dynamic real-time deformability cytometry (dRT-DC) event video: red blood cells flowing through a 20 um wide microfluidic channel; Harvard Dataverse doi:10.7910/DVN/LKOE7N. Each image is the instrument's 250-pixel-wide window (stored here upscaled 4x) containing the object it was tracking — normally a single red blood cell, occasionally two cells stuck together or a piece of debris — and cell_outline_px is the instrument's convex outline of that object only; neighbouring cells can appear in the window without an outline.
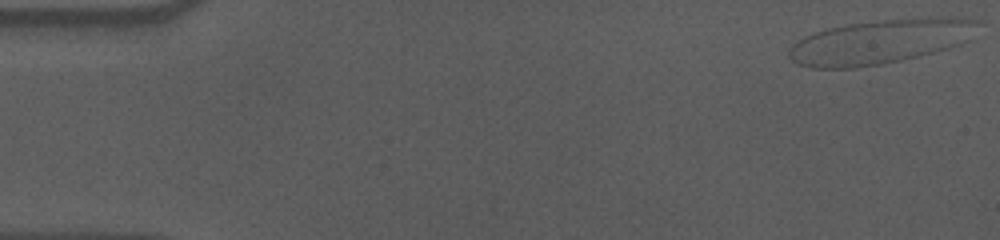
{"species": "human", "species_latin": "Homo sapiens", "temperature_condition": "cold", "stored_images_in_passage": 56, "camera_frame_rate_fps": 3000, "um_per_image_px": 0.085, "donor": {"sex": "male"}, "frame": {"image": 1, "passage_image": 1, "time_ms": 0.0, "image_size_px": [1000, 240], "cell_outline_px": [[984, 20], [972, 40], [948, 48], [900, 60], [880, 64], [856, 68], [812, 68], [796, 64], [788, 56], [788, 48], [796, 40], [812, 32], [828, 28], [848, 24], [884, 20], [936, 16], [952, 16]], "centroid_in_image_um": [74.88, 3.52], "position_along_channel_um": 10.1, "area_um2": 49.65}}
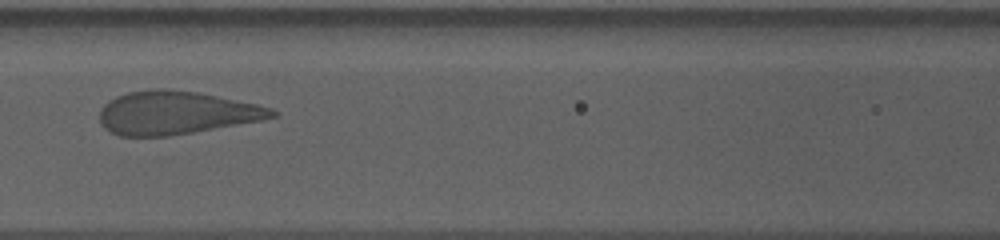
{"frame": {"image": 2, "passage_image": 24, "time_ms": 7.667, "image_size_px": [1000, 240], "cell_outline_px": [[280, 112], [276, 116], [260, 120], [192, 132], [168, 136], [120, 136], [104, 128], [100, 124], [100, 108], [108, 100], [116, 96], [128, 92], [148, 88], [168, 88], [200, 92], [256, 104], [272, 108]], "centroid_in_image_um": [14.92, 9.56], "position_along_channel_um": 151.7, "area_um2": 43.52}}
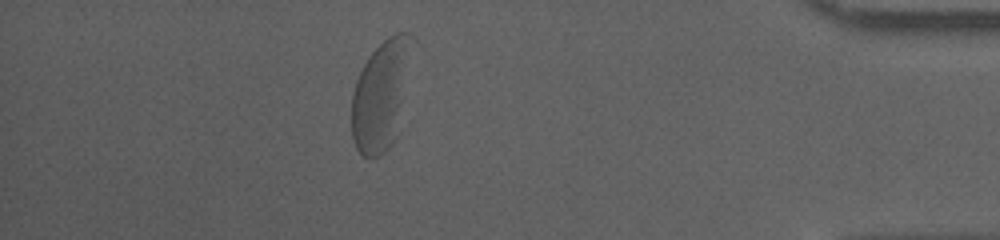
{"frame": {"image": 3, "passage_image": 49, "time_ms": 16.0, "image_size_px": [1000, 240], "cell_outline_px": [[416, 40], [396, 136], [392, 144], [380, 156], [372, 160], [368, 160], [356, 148], [352, 136], [352, 92], [356, 80], [368, 56], [388, 36], [396, 32], [408, 32]], "centroid_in_image_um": [32.41, 8.05], "position_along_channel_um": 402.8, "area_um2": 39.13}, "authors_computed_cell_mechanics": {"area_um2": 43.9569, "velocity_mm_per_s": 3.5258, "shape_relaxation_time_tau1_ms": 5.709, "shape_relaxation_time_tau2_ms": null, "deformation_change_tau1": 0.1779, "deformation_change_tau2": null}}